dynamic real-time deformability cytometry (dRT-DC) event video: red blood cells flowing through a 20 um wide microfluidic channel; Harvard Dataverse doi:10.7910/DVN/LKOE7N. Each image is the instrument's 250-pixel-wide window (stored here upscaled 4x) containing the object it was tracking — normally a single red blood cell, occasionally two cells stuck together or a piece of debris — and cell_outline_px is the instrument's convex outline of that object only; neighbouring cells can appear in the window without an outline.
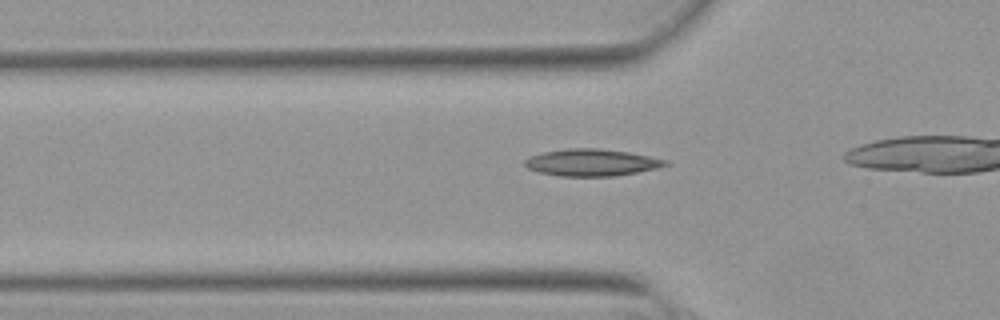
{"species": "Egyptian fruit bat (a non-hibernating species)", "species_latin": "Rousettus aegyptiacus", "temperature_condition": "warm", "stored_images_in_passage": 30, "camera_frame_rate_fps": 3000, "um_per_image_px": 0.085, "animal": {"sex": "female"}, "frame": {"image": 1, "passage_image": 6, "time_ms": 1.667, "image_size_px": [1000, 320], "cell_outline_px": [[668, 164], [656, 168], [616, 176], [560, 176], [540, 172], [528, 168], [524, 164], [524, 160], [532, 156], [544, 152], [568, 148], [600, 148], [628, 152], [668, 160]], "centroid_in_image_um": [50.29, 13.81], "position_along_channel_um": 75.5, "area_um2": 21.85}}
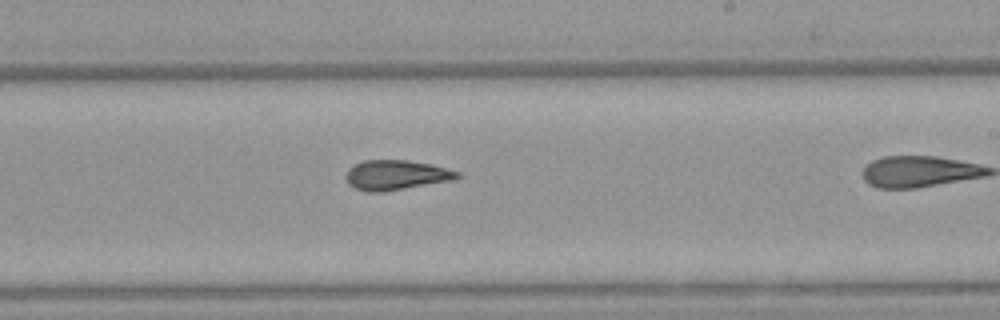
{"frame": {"image": 2, "passage_image": 20, "time_ms": 6.333, "image_size_px": [1000, 320], "cell_outline_px": [[460, 176], [452, 180], [384, 192], [368, 192], [356, 188], [348, 184], [344, 176], [348, 168], [352, 164], [364, 160], [408, 160], [432, 164], [460, 172]], "centroid_in_image_um": [33.62, 14.87], "position_along_channel_um": 255.4, "area_um2": 19.54}}
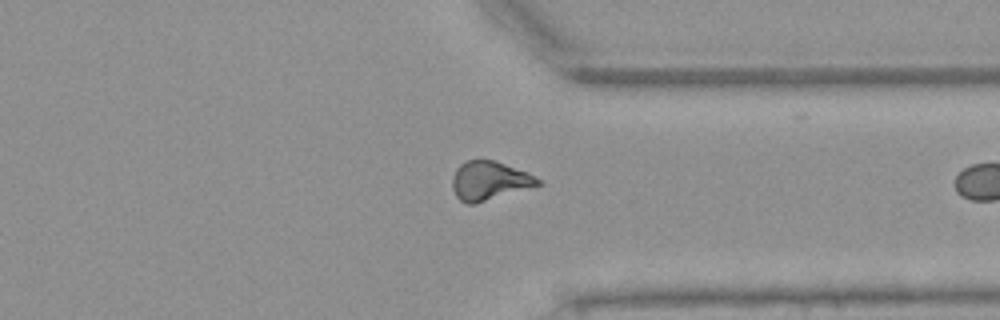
{"frame": {"image": 3, "passage_image": 29, "time_ms": 9.333, "image_size_px": [1000, 320], "cell_outline_px": [[544, 184], [476, 204], [468, 204], [460, 200], [456, 196], [452, 188], [452, 176], [456, 168], [460, 164], [468, 160], [496, 160], [528, 172], [540, 180]], "centroid_in_image_um": [41.61, 15.37], "position_along_channel_um": 369.8, "area_um2": 19.65}}